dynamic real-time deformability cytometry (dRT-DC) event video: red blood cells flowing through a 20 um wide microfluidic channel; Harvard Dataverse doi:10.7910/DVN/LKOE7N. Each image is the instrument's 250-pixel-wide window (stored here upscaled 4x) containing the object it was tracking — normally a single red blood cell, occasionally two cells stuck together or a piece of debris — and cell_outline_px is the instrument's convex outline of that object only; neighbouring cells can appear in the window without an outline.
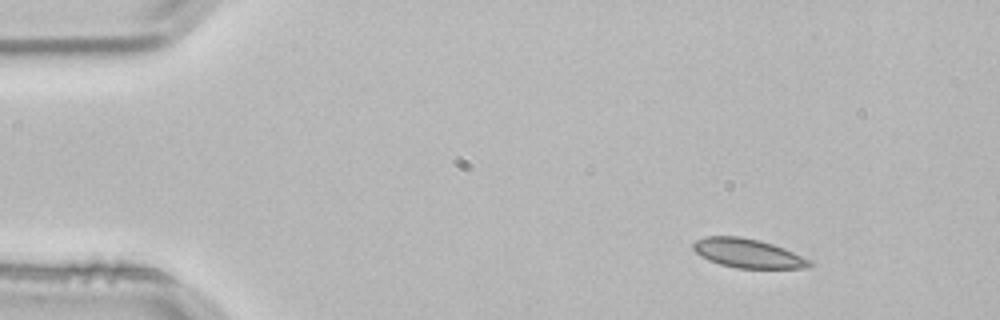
{"species": "common noctule bat (a hibernating species)", "species_latin": "Nyctalus noctula", "temperature_condition": "room temperature", "stored_images_in_passage": 2, "camera_frame_rate_fps": 3000, "um_per_image_px": 0.085, "animal": {"sex": "male", "body_mass_g": 21.5, "forearm_length_mm": 52.0}, "frame": {"image": 1, "passage_image": 1, "time_ms": 0.0, "image_size_px": [1000, 320], "cell_outline_px": [[812, 264], [808, 268], [736, 268], [720, 264], [708, 260], [700, 256], [692, 248], [692, 244], [696, 240], [704, 236], [740, 236], [760, 240], [784, 248], [812, 260]], "centroid_in_image_um": [63.56, 21.52], "position_along_channel_um": 21.4, "area_um2": 19.83}}